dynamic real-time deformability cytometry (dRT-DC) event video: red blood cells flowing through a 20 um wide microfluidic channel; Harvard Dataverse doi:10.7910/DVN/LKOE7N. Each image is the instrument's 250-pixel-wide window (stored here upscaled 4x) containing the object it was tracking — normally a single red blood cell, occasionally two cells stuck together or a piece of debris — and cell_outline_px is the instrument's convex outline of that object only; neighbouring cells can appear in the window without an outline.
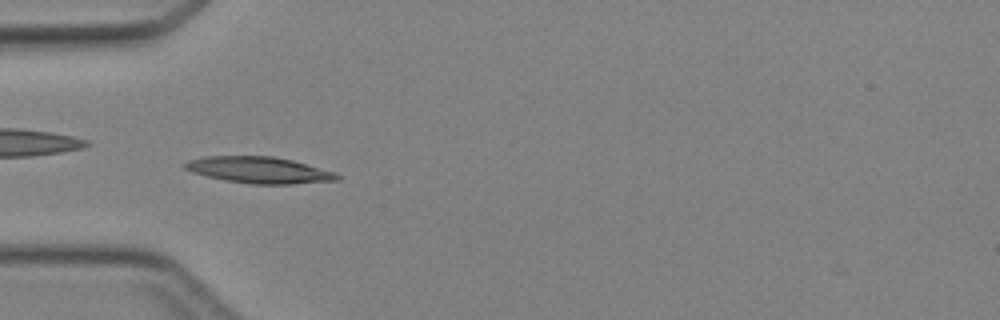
{"species": "Egyptian fruit bat (a non-hibernating species)", "species_latin": "Rousettus aegyptiacus", "temperature_condition": "cold", "stored_images_in_passage": 34, "camera_frame_rate_fps": 3000, "um_per_image_px": 0.085, "animal": {"sex": "female"}, "frame": {"image": 1, "passage_image": 2, "time_ms": 0.333, "image_size_px": [1000, 320], "cell_outline_px": [[340, 180], [292, 184], [252, 184], [224, 180], [192, 172], [184, 168], [180, 164], [188, 160], [204, 156], [272, 156], [292, 160], [336, 172], [340, 176]], "centroid_in_image_um": [22.01, 14.45], "position_along_channel_um": 63.0, "area_um2": 23.52}}
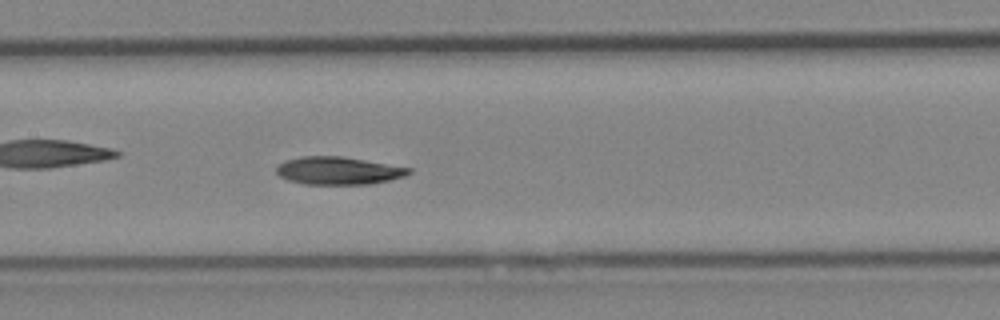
{"frame": {"image": 2, "passage_image": 10, "time_ms": 3.0, "image_size_px": [1000, 320], "cell_outline_px": [[412, 172], [404, 176], [388, 180], [368, 184], [304, 184], [288, 180], [280, 176], [276, 172], [276, 168], [284, 160], [304, 156], [344, 156], [412, 168]], "centroid_in_image_um": [28.76, 14.5], "position_along_channel_um": 178.6, "area_um2": 21.39}}
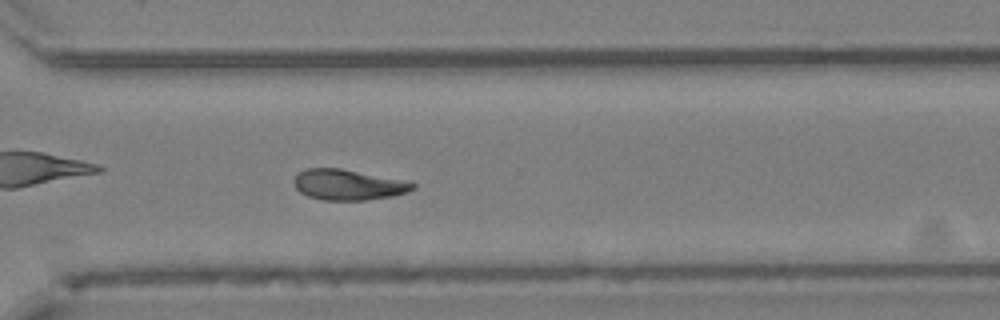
{"frame": {"image": 3, "passage_image": 21, "time_ms": 6.667, "image_size_px": [1000, 320], "cell_outline_px": [[416, 188], [408, 192], [392, 196], [364, 200], [324, 200], [308, 196], [300, 192], [296, 188], [292, 180], [304, 168], [340, 168], [416, 184]], "centroid_in_image_um": [29.53, 15.71], "position_along_channel_um": 341.1, "area_um2": 20.75}}